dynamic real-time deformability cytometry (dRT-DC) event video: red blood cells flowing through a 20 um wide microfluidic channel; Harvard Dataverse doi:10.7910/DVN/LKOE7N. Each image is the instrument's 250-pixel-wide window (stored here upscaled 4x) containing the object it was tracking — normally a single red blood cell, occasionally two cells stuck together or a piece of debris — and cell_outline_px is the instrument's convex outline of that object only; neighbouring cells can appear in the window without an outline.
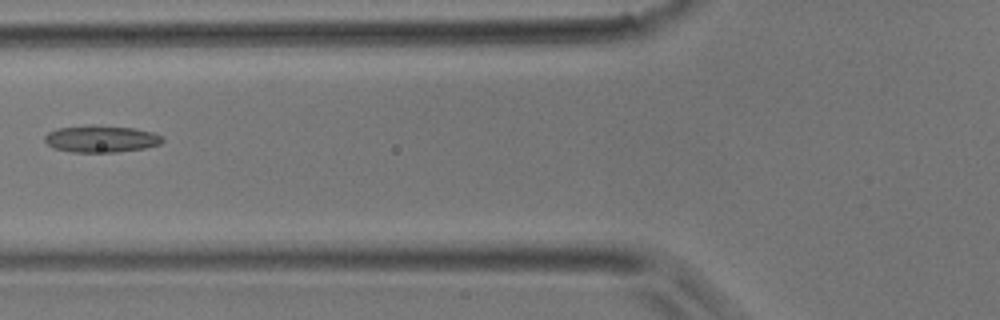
{"species": "common noctule bat (a hibernating species)", "species_latin": "Nyctalus noctula", "temperature_condition": "room temperature", "stored_images_in_passage": 5, "camera_frame_rate_fps": 3000, "um_per_image_px": 0.085, "animal": {"sex": "male", "body_mass_g": 17.9}, "frame": {"image": 1, "passage_image": 5, "time_ms": 1.333, "image_size_px": [1000, 320], "cell_outline_px": [[164, 140], [160, 144], [144, 148], [116, 152], [72, 152], [52, 148], [44, 140], [44, 136], [48, 132], [56, 128], [92, 124], [132, 128], [152, 132], [160, 136]], "centroid_in_image_um": [8.54, 11.8], "position_along_channel_um": 117.3, "area_um2": 18.55}}